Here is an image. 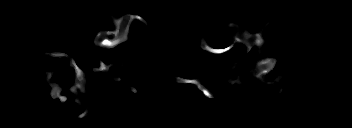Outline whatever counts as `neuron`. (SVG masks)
I'll list each match as a JSON object with an SVG mask.
<instances>
[{"mask_svg":"<svg viewBox=\"0 0 352 128\" xmlns=\"http://www.w3.org/2000/svg\"><path fill=\"white\" fill-rule=\"evenodd\" d=\"M113 18V22L115 24V29L114 31H109V30H105V31H98L97 33V37L94 38L93 40V44L94 46L97 47H102V48H114L124 42H126L128 40V34H130V23L136 19L141 21L142 23H144L147 27H148V31H151V29H149V25L147 22H145L143 20V18L139 15H132L130 13H125L123 16H121L120 18L114 19ZM277 16L275 15L274 17H272V19L265 25V27L274 19H276ZM230 27H233L234 29V36L232 39V44L226 48L223 49H213L210 46L207 45L206 41L202 38L201 41V45L200 48L203 50H206L208 52H211L213 54H221L223 52L229 51L233 46H235L237 43L241 42L244 43L246 45L245 49L240 53L239 55V59L242 58V56H244L247 52L250 51V49L253 46L257 47V53L258 56L256 58V62L254 65L253 70L250 72H248V76H253L256 79H258L260 82L273 87L274 83L276 81H279L281 79L282 76L274 78V79H265L263 78V74L270 71L274 65L276 64L277 59L275 57L271 58V59H267L264 62L261 61V54H262V31L265 29L262 28L260 31H257L254 34H250L247 30L246 31H240L238 25L234 22H230L229 23ZM108 35H112L113 37L111 39L107 38ZM46 56H52L53 58H67L70 63L68 65V67L73 68L76 71V83L71 87V88H67L66 90L68 91H72L74 94L79 95V94H83L85 92L84 90V86H85V77L84 74H86V72H88V70H85V72L83 70H81L79 68V65L77 64V61L68 53L66 52H44L43 53ZM99 64L101 65L100 68H93L91 69V71L96 72L97 74L100 73L102 70L107 72V70L109 69V67L113 66V64H104V62L100 59ZM232 65L230 66V70L233 71L234 67H237L239 65L238 62L233 61L231 63ZM116 66H118L119 68H121L123 66V62H120L118 64H116ZM57 73V70L55 71H48L46 72L47 75V80H50L51 77L53 76V74ZM172 81L173 82H178V83H192L194 84L197 88L201 89V92L203 95L211 98V99H216L218 97V94L215 93H210L207 88H205L203 85H201V83L197 80V79H184V78H179V77H172ZM47 84L51 87V92H50V96L53 100H55L56 98H59L62 102L63 101H68V97H63L60 94V91L62 90L58 84H54L52 85L51 83L47 82ZM78 88H80V90L78 91ZM131 92L133 93H138L137 90L134 87H130L129 88ZM76 102L77 105H84L85 103L82 102V100L80 99V97L76 98Z\"/></svg>","mask_w":352,"mask_h":128,"instance_id":"2dd73e0c","label":"neuron"}]
</instances>
